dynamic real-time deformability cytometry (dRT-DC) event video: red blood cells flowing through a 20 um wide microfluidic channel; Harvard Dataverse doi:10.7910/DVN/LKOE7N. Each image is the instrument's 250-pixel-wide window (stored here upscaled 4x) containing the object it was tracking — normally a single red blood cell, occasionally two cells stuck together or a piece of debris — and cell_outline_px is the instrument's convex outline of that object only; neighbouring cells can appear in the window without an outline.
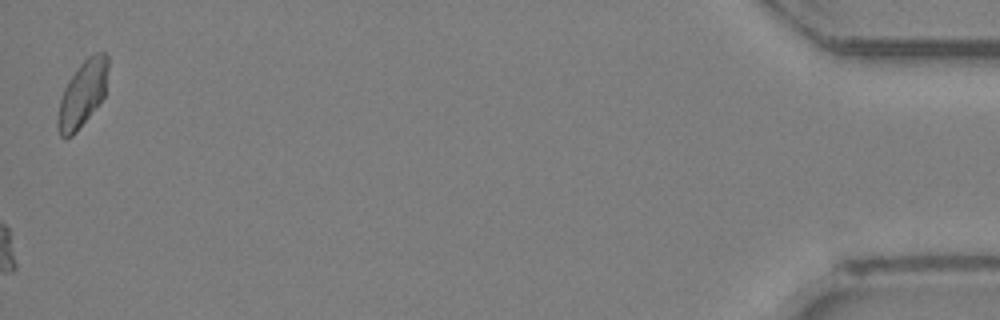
{"species": "Egyptian fruit bat (a non-hibernating species)", "species_latin": "Rousettus aegyptiacus", "temperature_condition": "room temperature", "stored_images_in_passage": 31, "camera_frame_rate_fps": 3000, "um_per_image_px": 0.085, "animal": {"sex": "female"}, "frame": {"image": 1, "passage_image": 31, "time_ms": 10.0, "image_size_px": [1000, 320], "cell_outline_px": [[108, 68], [104, 96], [76, 132], [72, 136], [60, 136], [56, 124], [56, 120], [60, 100], [64, 88], [68, 80], [80, 64], [88, 56], [96, 52], [104, 52], [108, 56]], "centroid_in_image_um": [7.0, 7.95], "position_along_channel_um": 428.2, "area_um2": 19.13}}